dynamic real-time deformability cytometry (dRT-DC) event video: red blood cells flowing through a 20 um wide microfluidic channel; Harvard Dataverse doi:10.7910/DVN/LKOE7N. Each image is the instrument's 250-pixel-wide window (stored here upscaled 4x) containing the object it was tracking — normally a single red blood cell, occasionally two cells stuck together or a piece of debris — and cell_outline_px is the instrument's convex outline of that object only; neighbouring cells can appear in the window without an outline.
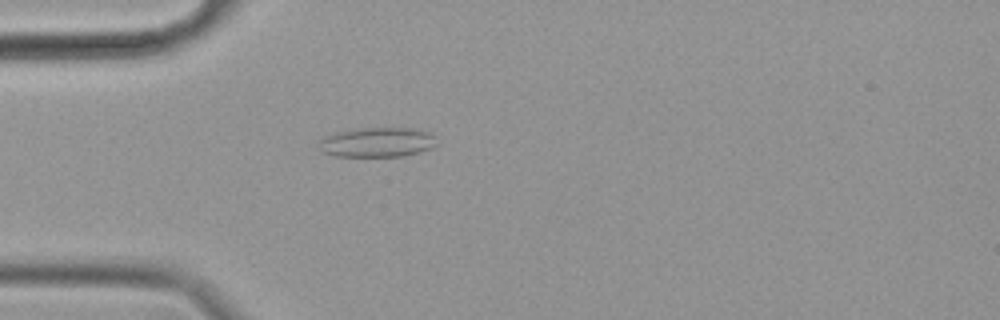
{"species": "common noctule bat (a hibernating species)", "species_latin": "Nyctalus noctula", "temperature_condition": "cold", "stored_images_in_passage": 57, "camera_frame_rate_fps": 3000, "um_per_image_px": 0.085, "animal": {"sex": "female", "body_mass_g": 19.9}, "frame": {"image": 1, "passage_image": 16, "time_ms": 5.0, "image_size_px": [1000, 320], "cell_outline_px": [[440, 144], [432, 148], [420, 152], [404, 156], [332, 156], [320, 152], [320, 140], [324, 136], [336, 132], [360, 128], [416, 128], [432, 132]], "centroid_in_image_um": [32.12, 12.09], "position_along_channel_um": 52.9, "area_um2": 20.81}}
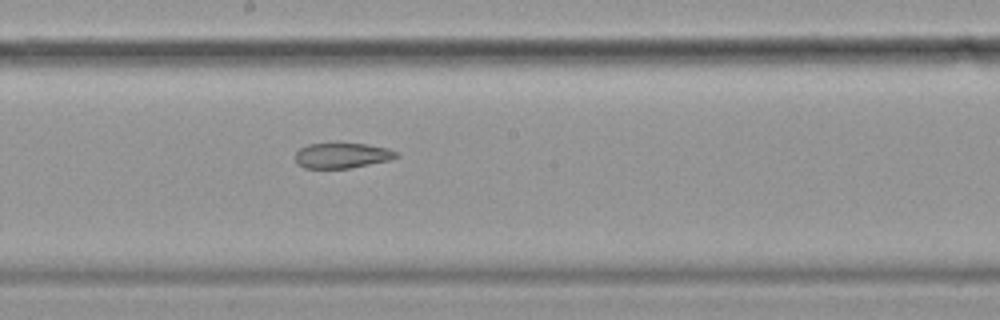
{"frame": {"image": 2, "passage_image": 31, "time_ms": 10.0, "image_size_px": [1000, 320], "cell_outline_px": [[400, 156], [392, 160], [352, 168], [304, 168], [296, 164], [296, 152], [300, 148], [308, 144], [336, 140], [364, 144], [388, 148], [400, 152]], "centroid_in_image_um": [29.1, 13.18], "position_along_channel_um": 219.1, "area_um2": 15.84}}
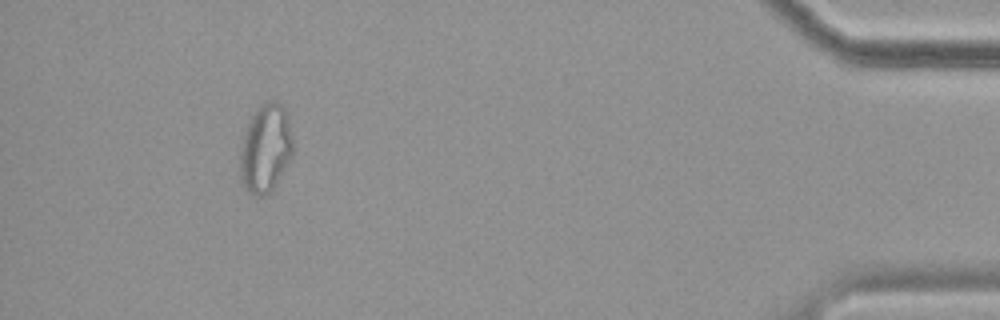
{"frame": {"image": 3, "passage_image": 53, "time_ms": 17.333, "image_size_px": [1000, 320], "cell_outline_px": [[292, 156], [272, 188], [264, 196], [256, 196], [248, 192], [244, 188], [240, 180], [240, 144], [248, 124], [252, 116], [260, 104], [268, 100], [272, 100], [280, 104], [284, 108], [288, 116], [292, 140]], "centroid_in_image_um": [22.54, 12.61], "position_along_channel_um": 412.7, "area_um2": 27.05}, "authors_computed_cell_mechanics": {"area_um2": 20.808, "velocity_mm_per_s": 3.4863, "shape_relaxation_time_tau1_ms": null, "shape_relaxation_time_tau2_ms": 4.6975, "deformation_change_tau1": null, "deformation_change_tau2": 0.1323}}